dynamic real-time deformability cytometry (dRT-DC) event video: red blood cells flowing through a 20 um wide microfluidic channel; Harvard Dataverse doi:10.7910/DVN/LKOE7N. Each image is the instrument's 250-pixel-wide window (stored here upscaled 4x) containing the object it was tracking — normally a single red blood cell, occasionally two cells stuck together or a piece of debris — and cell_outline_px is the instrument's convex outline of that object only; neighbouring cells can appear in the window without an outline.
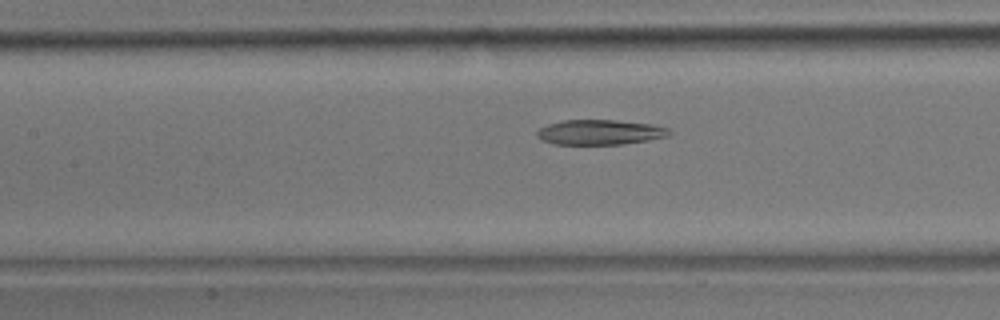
{"species": "common noctule bat (a hibernating species)", "species_latin": "Nyctalus noctula", "temperature_condition": "room temperature", "stored_images_in_passage": 40, "camera_frame_rate_fps": 3000, "um_per_image_px": 0.085, "animal": {"sex": "male", "body_mass_g": 17.9}, "frame": {"image": 1, "passage_image": 19, "time_ms": 6.0, "image_size_px": [1000, 320], "cell_outline_px": [[672, 132], [668, 136], [648, 140], [624, 144], [552, 144], [540, 140], [536, 136], [536, 132], [540, 128], [548, 124], [564, 120], [616, 120], [652, 124], [668, 128]], "centroid_in_image_um": [50.98, 11.24], "position_along_channel_um": 156.4, "area_um2": 19.36}}
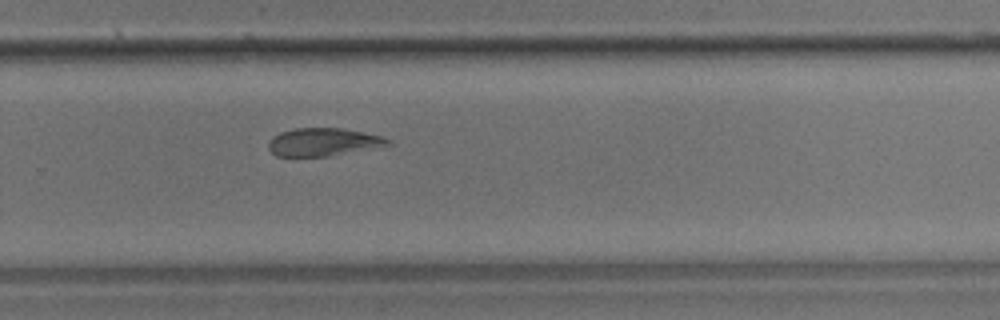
{"frame": {"image": 2, "passage_image": 29, "time_ms": 9.333, "image_size_px": [1000, 320], "cell_outline_px": [[392, 144], [380, 148], [328, 156], [276, 156], [268, 148], [268, 140], [272, 136], [280, 132], [296, 128], [344, 128], [380, 136], [392, 140]], "centroid_in_image_um": [27.51, 12.08], "position_along_channel_um": 302.3, "area_um2": 19.71}}
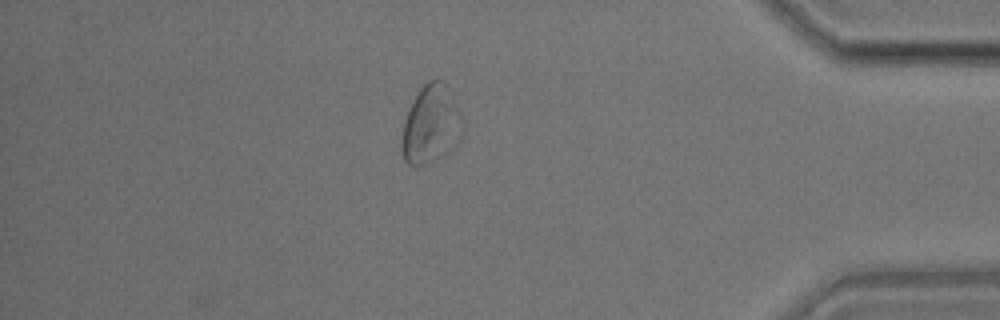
{"frame": {"image": 3, "passage_image": 38, "time_ms": 12.333, "image_size_px": [1000, 320], "cell_outline_px": [[444, 152], [440, 156], [432, 160], [420, 164], [408, 164], [404, 160], [400, 152], [400, 136], [404, 120], [408, 108], [412, 100], [420, 88], [428, 80], [440, 80], [444, 84]], "centroid_in_image_um": [36.07, 10.64], "position_along_channel_um": 399.1, "area_um2": 21.44}}